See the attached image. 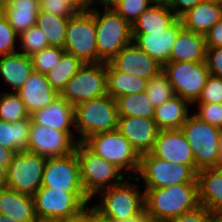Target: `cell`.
<instances>
[{
    "mask_svg": "<svg viewBox=\"0 0 222 222\" xmlns=\"http://www.w3.org/2000/svg\"><path fill=\"white\" fill-rule=\"evenodd\" d=\"M145 213L150 221L167 222L200 206L197 183L145 189Z\"/></svg>",
    "mask_w": 222,
    "mask_h": 222,
    "instance_id": "obj_1",
    "label": "cell"
},
{
    "mask_svg": "<svg viewBox=\"0 0 222 222\" xmlns=\"http://www.w3.org/2000/svg\"><path fill=\"white\" fill-rule=\"evenodd\" d=\"M98 4L105 8L103 14L94 8L98 63H107L132 42V26L107 2Z\"/></svg>",
    "mask_w": 222,
    "mask_h": 222,
    "instance_id": "obj_2",
    "label": "cell"
},
{
    "mask_svg": "<svg viewBox=\"0 0 222 222\" xmlns=\"http://www.w3.org/2000/svg\"><path fill=\"white\" fill-rule=\"evenodd\" d=\"M180 129L191 146L197 171L221 167L222 129L201 120L195 113L189 115Z\"/></svg>",
    "mask_w": 222,
    "mask_h": 222,
    "instance_id": "obj_3",
    "label": "cell"
},
{
    "mask_svg": "<svg viewBox=\"0 0 222 222\" xmlns=\"http://www.w3.org/2000/svg\"><path fill=\"white\" fill-rule=\"evenodd\" d=\"M74 109V127L81 135L80 142L97 133L117 130L119 120L117 104L108 94L81 102Z\"/></svg>",
    "mask_w": 222,
    "mask_h": 222,
    "instance_id": "obj_4",
    "label": "cell"
},
{
    "mask_svg": "<svg viewBox=\"0 0 222 222\" xmlns=\"http://www.w3.org/2000/svg\"><path fill=\"white\" fill-rule=\"evenodd\" d=\"M82 143L90 151L114 164L121 171L123 169L128 171V180L131 181L135 176L131 175L133 172L134 174L139 172L141 156L128 139L117 130L91 135Z\"/></svg>",
    "mask_w": 222,
    "mask_h": 222,
    "instance_id": "obj_5",
    "label": "cell"
},
{
    "mask_svg": "<svg viewBox=\"0 0 222 222\" xmlns=\"http://www.w3.org/2000/svg\"><path fill=\"white\" fill-rule=\"evenodd\" d=\"M197 170L195 165L173 163L151 153L141 155L140 168L135 182L143 178L145 189L165 188L182 183H197Z\"/></svg>",
    "mask_w": 222,
    "mask_h": 222,
    "instance_id": "obj_6",
    "label": "cell"
},
{
    "mask_svg": "<svg viewBox=\"0 0 222 222\" xmlns=\"http://www.w3.org/2000/svg\"><path fill=\"white\" fill-rule=\"evenodd\" d=\"M137 186L122 181L118 185L103 189V200L91 208L101 217L111 222H119L140 215L145 210L144 191ZM104 191V192H103Z\"/></svg>",
    "mask_w": 222,
    "mask_h": 222,
    "instance_id": "obj_7",
    "label": "cell"
},
{
    "mask_svg": "<svg viewBox=\"0 0 222 222\" xmlns=\"http://www.w3.org/2000/svg\"><path fill=\"white\" fill-rule=\"evenodd\" d=\"M75 152L80 166L81 183L90 199L99 191L125 180L119 168L90 151L82 142H78Z\"/></svg>",
    "mask_w": 222,
    "mask_h": 222,
    "instance_id": "obj_8",
    "label": "cell"
},
{
    "mask_svg": "<svg viewBox=\"0 0 222 222\" xmlns=\"http://www.w3.org/2000/svg\"><path fill=\"white\" fill-rule=\"evenodd\" d=\"M63 49L84 63H98L94 8L69 18Z\"/></svg>",
    "mask_w": 222,
    "mask_h": 222,
    "instance_id": "obj_9",
    "label": "cell"
},
{
    "mask_svg": "<svg viewBox=\"0 0 222 222\" xmlns=\"http://www.w3.org/2000/svg\"><path fill=\"white\" fill-rule=\"evenodd\" d=\"M39 222H55L80 216L87 207L72 193L40 187L32 196Z\"/></svg>",
    "mask_w": 222,
    "mask_h": 222,
    "instance_id": "obj_10",
    "label": "cell"
},
{
    "mask_svg": "<svg viewBox=\"0 0 222 222\" xmlns=\"http://www.w3.org/2000/svg\"><path fill=\"white\" fill-rule=\"evenodd\" d=\"M41 187L62 189L65 192L72 193L85 206L91 201L85 194L81 183L80 166L76 152L63 157L48 158Z\"/></svg>",
    "mask_w": 222,
    "mask_h": 222,
    "instance_id": "obj_11",
    "label": "cell"
},
{
    "mask_svg": "<svg viewBox=\"0 0 222 222\" xmlns=\"http://www.w3.org/2000/svg\"><path fill=\"white\" fill-rule=\"evenodd\" d=\"M107 94L106 63H84L61 91L60 96L74 107Z\"/></svg>",
    "mask_w": 222,
    "mask_h": 222,
    "instance_id": "obj_12",
    "label": "cell"
},
{
    "mask_svg": "<svg viewBox=\"0 0 222 222\" xmlns=\"http://www.w3.org/2000/svg\"><path fill=\"white\" fill-rule=\"evenodd\" d=\"M46 160L29 151L16 153L6 169L5 187L33 196L42 185Z\"/></svg>",
    "mask_w": 222,
    "mask_h": 222,
    "instance_id": "obj_13",
    "label": "cell"
},
{
    "mask_svg": "<svg viewBox=\"0 0 222 222\" xmlns=\"http://www.w3.org/2000/svg\"><path fill=\"white\" fill-rule=\"evenodd\" d=\"M175 95L189 103H196L210 75L204 62H167L163 65Z\"/></svg>",
    "mask_w": 222,
    "mask_h": 222,
    "instance_id": "obj_14",
    "label": "cell"
},
{
    "mask_svg": "<svg viewBox=\"0 0 222 222\" xmlns=\"http://www.w3.org/2000/svg\"><path fill=\"white\" fill-rule=\"evenodd\" d=\"M73 132H64L47 128L40 124H31L28 140V151L45 158L67 156L75 152L80 141H74Z\"/></svg>",
    "mask_w": 222,
    "mask_h": 222,
    "instance_id": "obj_15",
    "label": "cell"
},
{
    "mask_svg": "<svg viewBox=\"0 0 222 222\" xmlns=\"http://www.w3.org/2000/svg\"><path fill=\"white\" fill-rule=\"evenodd\" d=\"M106 69H117L150 80L163 70V65L132 41L106 63Z\"/></svg>",
    "mask_w": 222,
    "mask_h": 222,
    "instance_id": "obj_16",
    "label": "cell"
},
{
    "mask_svg": "<svg viewBox=\"0 0 222 222\" xmlns=\"http://www.w3.org/2000/svg\"><path fill=\"white\" fill-rule=\"evenodd\" d=\"M150 153L169 162L195 165L193 151L181 129L159 130Z\"/></svg>",
    "mask_w": 222,
    "mask_h": 222,
    "instance_id": "obj_17",
    "label": "cell"
},
{
    "mask_svg": "<svg viewBox=\"0 0 222 222\" xmlns=\"http://www.w3.org/2000/svg\"><path fill=\"white\" fill-rule=\"evenodd\" d=\"M117 131L141 156L152 151L159 129L153 118L119 116Z\"/></svg>",
    "mask_w": 222,
    "mask_h": 222,
    "instance_id": "obj_18",
    "label": "cell"
},
{
    "mask_svg": "<svg viewBox=\"0 0 222 222\" xmlns=\"http://www.w3.org/2000/svg\"><path fill=\"white\" fill-rule=\"evenodd\" d=\"M182 29V21L178 19L172 26L163 32L132 33V41L141 50L164 65L169 62L172 46Z\"/></svg>",
    "mask_w": 222,
    "mask_h": 222,
    "instance_id": "obj_19",
    "label": "cell"
},
{
    "mask_svg": "<svg viewBox=\"0 0 222 222\" xmlns=\"http://www.w3.org/2000/svg\"><path fill=\"white\" fill-rule=\"evenodd\" d=\"M25 104L27 112L31 115L35 111L47 107L54 102L60 93L53 89L45 74L33 71L23 86L16 91Z\"/></svg>",
    "mask_w": 222,
    "mask_h": 222,
    "instance_id": "obj_20",
    "label": "cell"
},
{
    "mask_svg": "<svg viewBox=\"0 0 222 222\" xmlns=\"http://www.w3.org/2000/svg\"><path fill=\"white\" fill-rule=\"evenodd\" d=\"M30 116L33 124H40L59 131L72 132L70 127L75 126L74 106L61 96Z\"/></svg>",
    "mask_w": 222,
    "mask_h": 222,
    "instance_id": "obj_21",
    "label": "cell"
},
{
    "mask_svg": "<svg viewBox=\"0 0 222 222\" xmlns=\"http://www.w3.org/2000/svg\"><path fill=\"white\" fill-rule=\"evenodd\" d=\"M222 17V2L203 0L188 10L179 19L183 28L205 35Z\"/></svg>",
    "mask_w": 222,
    "mask_h": 222,
    "instance_id": "obj_22",
    "label": "cell"
},
{
    "mask_svg": "<svg viewBox=\"0 0 222 222\" xmlns=\"http://www.w3.org/2000/svg\"><path fill=\"white\" fill-rule=\"evenodd\" d=\"M198 199L210 212L222 211V168H206L197 172Z\"/></svg>",
    "mask_w": 222,
    "mask_h": 222,
    "instance_id": "obj_23",
    "label": "cell"
},
{
    "mask_svg": "<svg viewBox=\"0 0 222 222\" xmlns=\"http://www.w3.org/2000/svg\"><path fill=\"white\" fill-rule=\"evenodd\" d=\"M0 214L17 222H39L33 197L7 187L0 188Z\"/></svg>",
    "mask_w": 222,
    "mask_h": 222,
    "instance_id": "obj_24",
    "label": "cell"
},
{
    "mask_svg": "<svg viewBox=\"0 0 222 222\" xmlns=\"http://www.w3.org/2000/svg\"><path fill=\"white\" fill-rule=\"evenodd\" d=\"M206 61L205 35L182 29L172 46L169 62Z\"/></svg>",
    "mask_w": 222,
    "mask_h": 222,
    "instance_id": "obj_25",
    "label": "cell"
},
{
    "mask_svg": "<svg viewBox=\"0 0 222 222\" xmlns=\"http://www.w3.org/2000/svg\"><path fill=\"white\" fill-rule=\"evenodd\" d=\"M39 12V0H7L2 5V14L18 34L36 25Z\"/></svg>",
    "mask_w": 222,
    "mask_h": 222,
    "instance_id": "obj_26",
    "label": "cell"
},
{
    "mask_svg": "<svg viewBox=\"0 0 222 222\" xmlns=\"http://www.w3.org/2000/svg\"><path fill=\"white\" fill-rule=\"evenodd\" d=\"M0 58V76L9 86L20 89L24 82L33 72L30 56H26L20 51L12 54L2 55Z\"/></svg>",
    "mask_w": 222,
    "mask_h": 222,
    "instance_id": "obj_27",
    "label": "cell"
},
{
    "mask_svg": "<svg viewBox=\"0 0 222 222\" xmlns=\"http://www.w3.org/2000/svg\"><path fill=\"white\" fill-rule=\"evenodd\" d=\"M190 103L180 96H173L155 108L154 121L159 130L180 129L189 117Z\"/></svg>",
    "mask_w": 222,
    "mask_h": 222,
    "instance_id": "obj_28",
    "label": "cell"
},
{
    "mask_svg": "<svg viewBox=\"0 0 222 222\" xmlns=\"http://www.w3.org/2000/svg\"><path fill=\"white\" fill-rule=\"evenodd\" d=\"M178 19L167 6L151 5L132 25V33L163 32Z\"/></svg>",
    "mask_w": 222,
    "mask_h": 222,
    "instance_id": "obj_29",
    "label": "cell"
},
{
    "mask_svg": "<svg viewBox=\"0 0 222 222\" xmlns=\"http://www.w3.org/2000/svg\"><path fill=\"white\" fill-rule=\"evenodd\" d=\"M148 80L117 69H106L107 94L114 100L121 96L145 92Z\"/></svg>",
    "mask_w": 222,
    "mask_h": 222,
    "instance_id": "obj_30",
    "label": "cell"
},
{
    "mask_svg": "<svg viewBox=\"0 0 222 222\" xmlns=\"http://www.w3.org/2000/svg\"><path fill=\"white\" fill-rule=\"evenodd\" d=\"M31 116L13 123L0 120V146L16 153L28 151Z\"/></svg>",
    "mask_w": 222,
    "mask_h": 222,
    "instance_id": "obj_31",
    "label": "cell"
},
{
    "mask_svg": "<svg viewBox=\"0 0 222 222\" xmlns=\"http://www.w3.org/2000/svg\"><path fill=\"white\" fill-rule=\"evenodd\" d=\"M84 62L71 53L64 52L61 59L48 73L47 81L59 93L65 88L69 79L83 66Z\"/></svg>",
    "mask_w": 222,
    "mask_h": 222,
    "instance_id": "obj_32",
    "label": "cell"
},
{
    "mask_svg": "<svg viewBox=\"0 0 222 222\" xmlns=\"http://www.w3.org/2000/svg\"><path fill=\"white\" fill-rule=\"evenodd\" d=\"M116 104L119 116L154 118L155 107L145 92L121 96Z\"/></svg>",
    "mask_w": 222,
    "mask_h": 222,
    "instance_id": "obj_33",
    "label": "cell"
},
{
    "mask_svg": "<svg viewBox=\"0 0 222 222\" xmlns=\"http://www.w3.org/2000/svg\"><path fill=\"white\" fill-rule=\"evenodd\" d=\"M68 20L69 18L67 17H58L40 10L37 15L36 25L43 31L49 46L63 48Z\"/></svg>",
    "mask_w": 222,
    "mask_h": 222,
    "instance_id": "obj_34",
    "label": "cell"
},
{
    "mask_svg": "<svg viewBox=\"0 0 222 222\" xmlns=\"http://www.w3.org/2000/svg\"><path fill=\"white\" fill-rule=\"evenodd\" d=\"M29 117L24 102L15 91L0 94V120L13 123Z\"/></svg>",
    "mask_w": 222,
    "mask_h": 222,
    "instance_id": "obj_35",
    "label": "cell"
},
{
    "mask_svg": "<svg viewBox=\"0 0 222 222\" xmlns=\"http://www.w3.org/2000/svg\"><path fill=\"white\" fill-rule=\"evenodd\" d=\"M145 93L155 108L175 96L173 87L163 70L148 80Z\"/></svg>",
    "mask_w": 222,
    "mask_h": 222,
    "instance_id": "obj_36",
    "label": "cell"
},
{
    "mask_svg": "<svg viewBox=\"0 0 222 222\" xmlns=\"http://www.w3.org/2000/svg\"><path fill=\"white\" fill-rule=\"evenodd\" d=\"M106 2L131 26L152 5L150 0H107Z\"/></svg>",
    "mask_w": 222,
    "mask_h": 222,
    "instance_id": "obj_37",
    "label": "cell"
},
{
    "mask_svg": "<svg viewBox=\"0 0 222 222\" xmlns=\"http://www.w3.org/2000/svg\"><path fill=\"white\" fill-rule=\"evenodd\" d=\"M65 50L61 47L48 46L30 56L33 71L41 74L48 73L57 65Z\"/></svg>",
    "mask_w": 222,
    "mask_h": 222,
    "instance_id": "obj_38",
    "label": "cell"
},
{
    "mask_svg": "<svg viewBox=\"0 0 222 222\" xmlns=\"http://www.w3.org/2000/svg\"><path fill=\"white\" fill-rule=\"evenodd\" d=\"M22 54L31 56L32 54L49 46L46 36L37 25L32 26L19 34Z\"/></svg>",
    "mask_w": 222,
    "mask_h": 222,
    "instance_id": "obj_39",
    "label": "cell"
},
{
    "mask_svg": "<svg viewBox=\"0 0 222 222\" xmlns=\"http://www.w3.org/2000/svg\"><path fill=\"white\" fill-rule=\"evenodd\" d=\"M19 34L9 24L7 18L0 13V56L16 53L15 42Z\"/></svg>",
    "mask_w": 222,
    "mask_h": 222,
    "instance_id": "obj_40",
    "label": "cell"
},
{
    "mask_svg": "<svg viewBox=\"0 0 222 222\" xmlns=\"http://www.w3.org/2000/svg\"><path fill=\"white\" fill-rule=\"evenodd\" d=\"M198 103H222V78L209 75Z\"/></svg>",
    "mask_w": 222,
    "mask_h": 222,
    "instance_id": "obj_41",
    "label": "cell"
},
{
    "mask_svg": "<svg viewBox=\"0 0 222 222\" xmlns=\"http://www.w3.org/2000/svg\"><path fill=\"white\" fill-rule=\"evenodd\" d=\"M40 10L58 17L71 18L78 11L65 0H39Z\"/></svg>",
    "mask_w": 222,
    "mask_h": 222,
    "instance_id": "obj_42",
    "label": "cell"
},
{
    "mask_svg": "<svg viewBox=\"0 0 222 222\" xmlns=\"http://www.w3.org/2000/svg\"><path fill=\"white\" fill-rule=\"evenodd\" d=\"M195 115L201 120L222 129V103H199Z\"/></svg>",
    "mask_w": 222,
    "mask_h": 222,
    "instance_id": "obj_43",
    "label": "cell"
},
{
    "mask_svg": "<svg viewBox=\"0 0 222 222\" xmlns=\"http://www.w3.org/2000/svg\"><path fill=\"white\" fill-rule=\"evenodd\" d=\"M206 64L210 75L222 78V47L206 48Z\"/></svg>",
    "mask_w": 222,
    "mask_h": 222,
    "instance_id": "obj_44",
    "label": "cell"
},
{
    "mask_svg": "<svg viewBox=\"0 0 222 222\" xmlns=\"http://www.w3.org/2000/svg\"><path fill=\"white\" fill-rule=\"evenodd\" d=\"M167 222H211V212L200 205L194 210L169 219Z\"/></svg>",
    "mask_w": 222,
    "mask_h": 222,
    "instance_id": "obj_45",
    "label": "cell"
},
{
    "mask_svg": "<svg viewBox=\"0 0 222 222\" xmlns=\"http://www.w3.org/2000/svg\"><path fill=\"white\" fill-rule=\"evenodd\" d=\"M205 42H206V48L222 47V17L205 34Z\"/></svg>",
    "mask_w": 222,
    "mask_h": 222,
    "instance_id": "obj_46",
    "label": "cell"
},
{
    "mask_svg": "<svg viewBox=\"0 0 222 222\" xmlns=\"http://www.w3.org/2000/svg\"><path fill=\"white\" fill-rule=\"evenodd\" d=\"M202 1L203 0H171L168 8L171 9L178 18H180L188 10L192 9Z\"/></svg>",
    "mask_w": 222,
    "mask_h": 222,
    "instance_id": "obj_47",
    "label": "cell"
},
{
    "mask_svg": "<svg viewBox=\"0 0 222 222\" xmlns=\"http://www.w3.org/2000/svg\"><path fill=\"white\" fill-rule=\"evenodd\" d=\"M15 154L14 150L0 146V165L7 169Z\"/></svg>",
    "mask_w": 222,
    "mask_h": 222,
    "instance_id": "obj_48",
    "label": "cell"
},
{
    "mask_svg": "<svg viewBox=\"0 0 222 222\" xmlns=\"http://www.w3.org/2000/svg\"><path fill=\"white\" fill-rule=\"evenodd\" d=\"M72 5L78 12H86L91 9L90 5L98 0H65Z\"/></svg>",
    "mask_w": 222,
    "mask_h": 222,
    "instance_id": "obj_49",
    "label": "cell"
},
{
    "mask_svg": "<svg viewBox=\"0 0 222 222\" xmlns=\"http://www.w3.org/2000/svg\"><path fill=\"white\" fill-rule=\"evenodd\" d=\"M87 222H111L103 217H101L96 211L91 207L87 208Z\"/></svg>",
    "mask_w": 222,
    "mask_h": 222,
    "instance_id": "obj_50",
    "label": "cell"
},
{
    "mask_svg": "<svg viewBox=\"0 0 222 222\" xmlns=\"http://www.w3.org/2000/svg\"><path fill=\"white\" fill-rule=\"evenodd\" d=\"M149 221V217L146 215L145 210L138 216L129 218L127 220H122L119 222H148Z\"/></svg>",
    "mask_w": 222,
    "mask_h": 222,
    "instance_id": "obj_51",
    "label": "cell"
},
{
    "mask_svg": "<svg viewBox=\"0 0 222 222\" xmlns=\"http://www.w3.org/2000/svg\"><path fill=\"white\" fill-rule=\"evenodd\" d=\"M55 222H87V209L78 217L72 219L59 220Z\"/></svg>",
    "mask_w": 222,
    "mask_h": 222,
    "instance_id": "obj_52",
    "label": "cell"
},
{
    "mask_svg": "<svg viewBox=\"0 0 222 222\" xmlns=\"http://www.w3.org/2000/svg\"><path fill=\"white\" fill-rule=\"evenodd\" d=\"M6 186V168L0 165V188Z\"/></svg>",
    "mask_w": 222,
    "mask_h": 222,
    "instance_id": "obj_53",
    "label": "cell"
},
{
    "mask_svg": "<svg viewBox=\"0 0 222 222\" xmlns=\"http://www.w3.org/2000/svg\"><path fill=\"white\" fill-rule=\"evenodd\" d=\"M211 222H222V211L211 212Z\"/></svg>",
    "mask_w": 222,
    "mask_h": 222,
    "instance_id": "obj_54",
    "label": "cell"
},
{
    "mask_svg": "<svg viewBox=\"0 0 222 222\" xmlns=\"http://www.w3.org/2000/svg\"><path fill=\"white\" fill-rule=\"evenodd\" d=\"M152 5H161L169 7L171 0H150Z\"/></svg>",
    "mask_w": 222,
    "mask_h": 222,
    "instance_id": "obj_55",
    "label": "cell"
},
{
    "mask_svg": "<svg viewBox=\"0 0 222 222\" xmlns=\"http://www.w3.org/2000/svg\"><path fill=\"white\" fill-rule=\"evenodd\" d=\"M0 222H17V221H15L14 219L10 217H6L0 214Z\"/></svg>",
    "mask_w": 222,
    "mask_h": 222,
    "instance_id": "obj_56",
    "label": "cell"
},
{
    "mask_svg": "<svg viewBox=\"0 0 222 222\" xmlns=\"http://www.w3.org/2000/svg\"><path fill=\"white\" fill-rule=\"evenodd\" d=\"M220 161H221V165H222V141H221V147H220Z\"/></svg>",
    "mask_w": 222,
    "mask_h": 222,
    "instance_id": "obj_57",
    "label": "cell"
},
{
    "mask_svg": "<svg viewBox=\"0 0 222 222\" xmlns=\"http://www.w3.org/2000/svg\"><path fill=\"white\" fill-rule=\"evenodd\" d=\"M7 0H0V4L3 5Z\"/></svg>",
    "mask_w": 222,
    "mask_h": 222,
    "instance_id": "obj_58",
    "label": "cell"
},
{
    "mask_svg": "<svg viewBox=\"0 0 222 222\" xmlns=\"http://www.w3.org/2000/svg\"><path fill=\"white\" fill-rule=\"evenodd\" d=\"M107 0H98V2H106Z\"/></svg>",
    "mask_w": 222,
    "mask_h": 222,
    "instance_id": "obj_59",
    "label": "cell"
},
{
    "mask_svg": "<svg viewBox=\"0 0 222 222\" xmlns=\"http://www.w3.org/2000/svg\"><path fill=\"white\" fill-rule=\"evenodd\" d=\"M2 12V5L0 4V13Z\"/></svg>",
    "mask_w": 222,
    "mask_h": 222,
    "instance_id": "obj_60",
    "label": "cell"
}]
</instances>
